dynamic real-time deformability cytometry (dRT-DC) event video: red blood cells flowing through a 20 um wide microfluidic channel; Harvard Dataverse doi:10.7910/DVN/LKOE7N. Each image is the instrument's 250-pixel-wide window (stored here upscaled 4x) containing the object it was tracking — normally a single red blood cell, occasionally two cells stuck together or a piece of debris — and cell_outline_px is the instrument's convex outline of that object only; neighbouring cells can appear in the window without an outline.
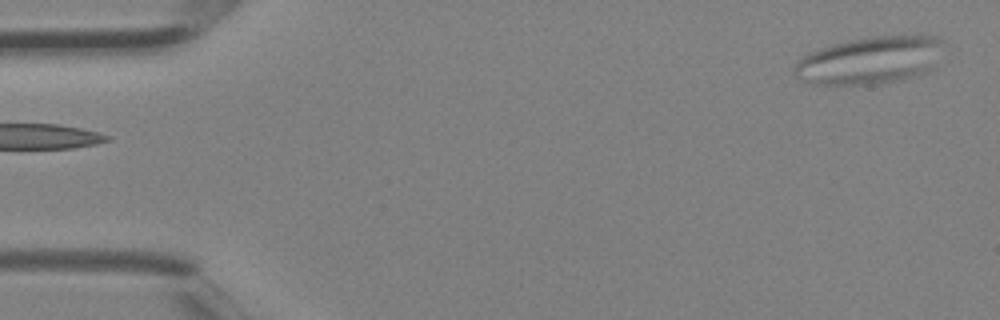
{"species": "Egyptian fruit bat (a non-hibernating species)", "species_latin": "Rousettus aegyptiacus", "temperature_condition": "room temperature", "stored_images_in_passage": 4, "camera_frame_rate_fps": 3000, "um_per_image_px": 0.085, "animal": {"sex": "female"}, "frame": {"image": 1, "passage_image": 4, "time_ms": 1.0, "image_size_px": [1000, 320], "cell_outline_px": [[940, 40], [936, 68], [928, 72], [900, 80], [872, 84], [812, 84], [796, 76], [796, 64], [804, 56], [820, 48], [832, 44], [848, 40], [872, 36], [936, 36]], "centroid_in_image_um": [73.96, 5.13], "position_along_channel_um": 11.0, "area_um2": 40.58}}